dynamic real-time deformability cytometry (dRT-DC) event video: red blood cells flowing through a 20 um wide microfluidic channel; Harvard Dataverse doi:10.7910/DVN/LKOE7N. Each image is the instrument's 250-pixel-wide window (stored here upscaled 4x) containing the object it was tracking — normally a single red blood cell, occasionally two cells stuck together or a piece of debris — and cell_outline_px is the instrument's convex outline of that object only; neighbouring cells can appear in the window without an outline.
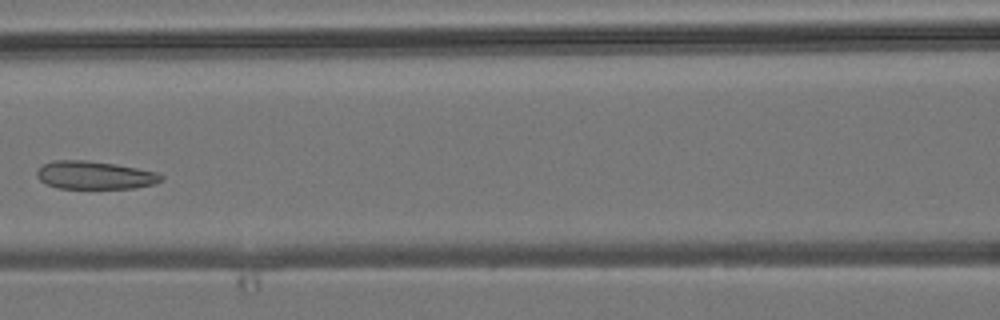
{"species": "common noctule bat (a hibernating species)", "species_latin": "Nyctalus noctula", "temperature_condition": "room temperature", "stored_images_in_passage": 6, "camera_frame_rate_fps": 3000, "um_per_image_px": 0.085, "animal": {"sex": "male", "body_mass_g": 19.2, "forearm_length_mm": 51.8}, "frame": {"image": 1, "passage_image": 6, "time_ms": 5.667, "image_size_px": [1000, 320], "cell_outline_px": [[164, 180], [156, 184], [136, 188], [60, 188], [48, 184], [40, 180], [36, 176], [36, 172], [44, 164], [56, 160], [84, 160], [116, 164], [156, 172], [164, 176]], "centroid_in_image_um": [8.1, 14.89], "position_along_channel_um": 158.5, "area_um2": 20.23}}